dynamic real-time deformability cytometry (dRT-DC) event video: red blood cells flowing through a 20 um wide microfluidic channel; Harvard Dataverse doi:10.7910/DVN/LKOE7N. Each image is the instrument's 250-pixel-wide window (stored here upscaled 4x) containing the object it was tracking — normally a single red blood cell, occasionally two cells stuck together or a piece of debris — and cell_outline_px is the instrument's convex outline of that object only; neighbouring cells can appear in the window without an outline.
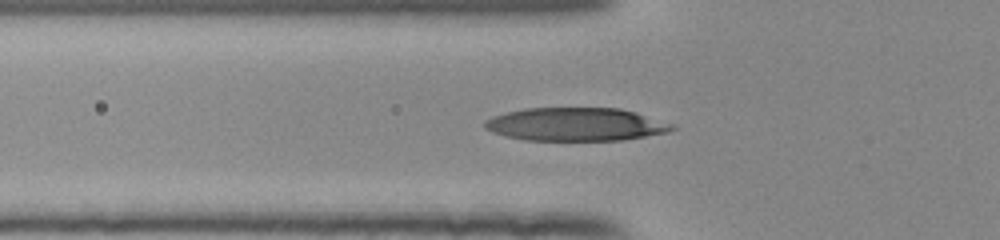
{"species": "human", "species_latin": "Homo sapiens", "temperature_condition": "room temperature", "stored_images_in_passage": 48, "camera_frame_rate_fps": 3000, "um_per_image_px": 0.085, "donor": {"sex": "female"}, "frame": {"image": 1, "passage_image": 18, "time_ms": 5.667, "image_size_px": [1000, 240], "cell_outline_px": [[676, 128], [668, 132], [624, 140], [524, 140], [504, 136], [492, 132], [484, 128], [484, 120], [492, 116], [524, 108], [620, 108], [636, 112], [676, 124]], "centroid_in_image_um": [48.95, 10.57], "position_along_channel_um": 76.8, "area_um2": 36.53}}
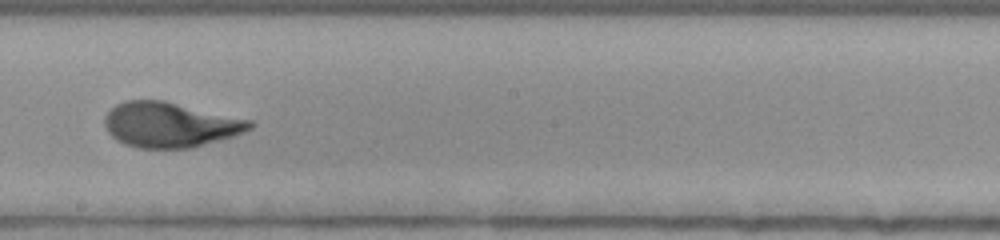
{"frame": {"image": 2, "passage_image": 30, "time_ms": 9.667, "image_size_px": [1000, 240], "cell_outline_px": [[256, 124], [252, 128], [244, 132], [232, 136], [192, 148], [140, 148], [124, 144], [116, 140], [108, 132], [104, 124], [104, 116], [116, 104], [128, 100], [164, 100], [252, 120]], "centroid_in_image_um": [14.46, 10.6], "position_along_channel_um": 233.7, "area_um2": 38.21}}
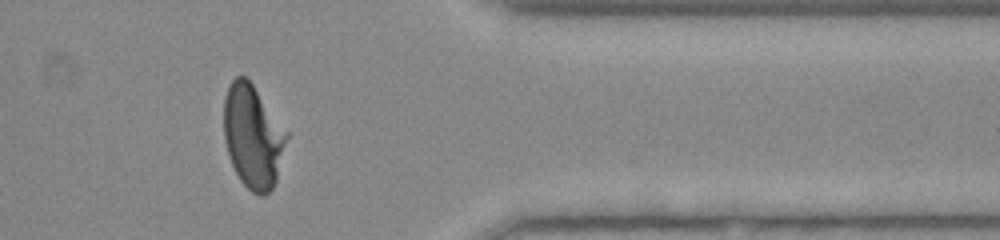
{"frame": {"image": 3, "passage_image": 43, "time_ms": 14.0, "image_size_px": [1000, 240], "cell_outline_px": [[288, 136], [276, 180], [272, 188], [264, 196], [260, 196], [252, 192], [240, 180], [232, 164], [224, 140], [224, 96], [232, 80], [236, 76], [244, 76], [252, 84], [288, 132]], "centroid_in_image_um": [21.49, 11.6], "position_along_channel_um": 389.9, "area_um2": 37.4}}